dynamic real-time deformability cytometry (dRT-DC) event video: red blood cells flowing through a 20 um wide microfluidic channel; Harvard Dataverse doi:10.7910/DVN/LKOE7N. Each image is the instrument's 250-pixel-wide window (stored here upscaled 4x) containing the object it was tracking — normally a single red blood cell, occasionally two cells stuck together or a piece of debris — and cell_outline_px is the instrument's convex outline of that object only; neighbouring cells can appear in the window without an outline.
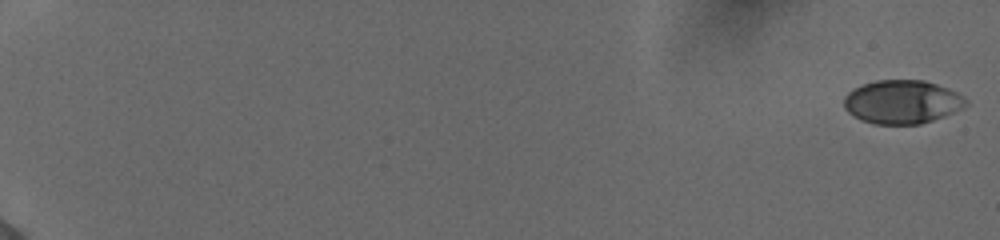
{"species": "human", "species_latin": "Homo sapiens", "temperature_condition": "cold", "stored_images_in_passage": 56, "camera_frame_rate_fps": 3000, "um_per_image_px": 0.085, "donor": {"sex": "female"}, "frame": {"image": 1, "passage_image": 1, "time_ms": 0.0, "image_size_px": [1000, 240], "cell_outline_px": [[968, 104], [944, 116], [920, 124], [872, 124], [860, 120], [848, 112], [844, 108], [844, 96], [852, 88], [876, 80], [924, 80], [948, 88], [964, 96]], "centroid_in_image_um": [76.64, 8.66], "position_along_channel_um": 8.4, "area_um2": 30.98}}
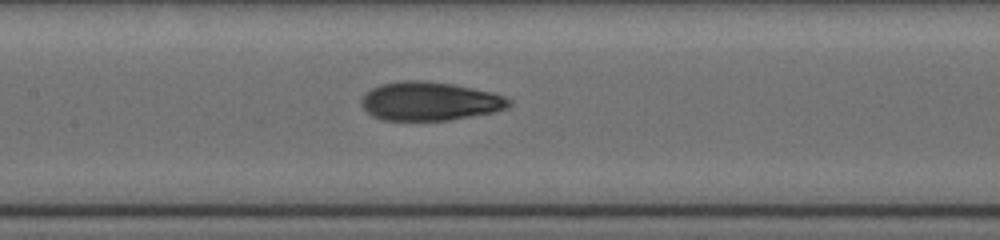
{"frame": {"image": 2, "passage_image": 31, "time_ms": 10.0, "image_size_px": [1000, 240], "cell_outline_px": [[512, 104], [508, 108], [496, 112], [448, 120], [384, 120], [372, 116], [360, 104], [360, 100], [372, 88], [380, 84], [404, 80], [424, 80], [452, 84], [492, 92], [504, 96], [512, 100]], "centroid_in_image_um": [36.56, 8.6], "position_along_channel_um": 170.8, "area_um2": 33.35}}
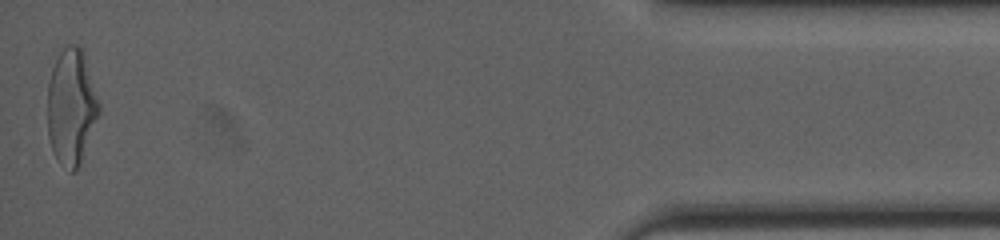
{"frame": {"image": 3, "passage_image": 56, "time_ms": 18.333, "image_size_px": [1000, 240], "cell_outline_px": [[100, 112], [80, 164], [72, 172], [68, 172], [60, 164], [52, 148], [48, 136], [48, 84], [52, 68], [60, 52], [68, 44], [76, 44], [84, 48], [100, 104]], "centroid_in_image_um": [6.08, 9.04], "position_along_channel_um": 429.1, "area_um2": 35.03}, "authors_computed_cell_mechanics": {"area_um2": 32.368, "velocity_mm_per_s": 3.9031, "shape_relaxation_time_tau1_ms": 5.5134, "shape_relaxation_time_tau2_ms": 1.4268, "deformation_change_tau1": 0.1937, "deformation_change_tau2": 0.0827}}